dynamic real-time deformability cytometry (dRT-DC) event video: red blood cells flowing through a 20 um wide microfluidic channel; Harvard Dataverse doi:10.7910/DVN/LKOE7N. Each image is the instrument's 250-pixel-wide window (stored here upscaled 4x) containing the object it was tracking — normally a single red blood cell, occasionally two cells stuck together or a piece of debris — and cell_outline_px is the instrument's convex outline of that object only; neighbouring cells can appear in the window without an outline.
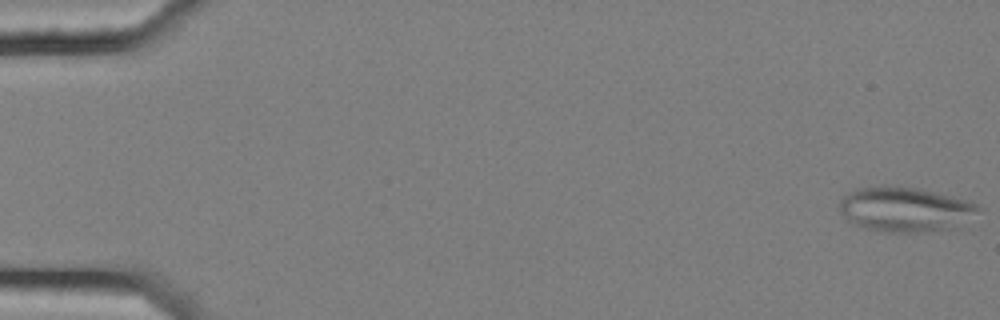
{"species": "common noctule bat (a hibernating species)", "species_latin": "Nyctalus noctula", "temperature_condition": "cold", "stored_images_in_passage": 6, "segment_of_instrument_passage": [1, 2], "camera_frame_rate_fps": 3000, "um_per_image_px": 0.085, "animal": {"sex": "female", "body_mass_g": 25.1}, "frame": {"image": 1, "passage_image": 1, "time_ms": 0.0, "image_size_px": [1000, 320], "cell_outline_px": [[976, 208], [948, 228], [912, 232], [884, 232], [864, 228], [852, 224], [840, 212], [840, 200], [848, 192], [856, 188], [884, 184], [920, 188], [972, 200], [976, 204]], "centroid_in_image_um": [76.75, 17.74], "position_along_channel_um": 8.2, "area_um2": 35.55}}